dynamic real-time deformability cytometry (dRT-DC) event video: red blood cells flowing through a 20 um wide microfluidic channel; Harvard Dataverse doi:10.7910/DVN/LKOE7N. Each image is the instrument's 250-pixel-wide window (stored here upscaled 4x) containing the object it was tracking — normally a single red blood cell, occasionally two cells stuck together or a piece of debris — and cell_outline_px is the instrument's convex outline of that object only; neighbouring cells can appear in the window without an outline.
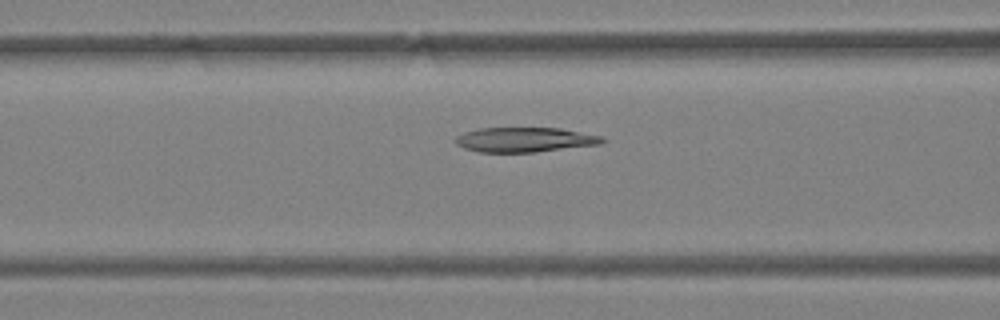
{"species": "Egyptian fruit bat (a non-hibernating species)", "species_latin": "Rousettus aegyptiacus", "temperature_condition": "warm", "stored_images_in_passage": 46, "camera_frame_rate_fps": 3000, "um_per_image_px": 0.085, "animal": {"sex": "female"}, "frame": {"image": 1, "passage_image": 19, "time_ms": 6.0, "image_size_px": [1000, 320], "cell_outline_px": [[608, 140], [600, 144], [536, 152], [480, 152], [464, 148], [456, 144], [456, 136], [464, 132], [480, 128], [560, 128], [604, 136]], "centroid_in_image_um": [44.65, 11.87], "position_along_channel_um": 122.0, "area_um2": 21.21}}
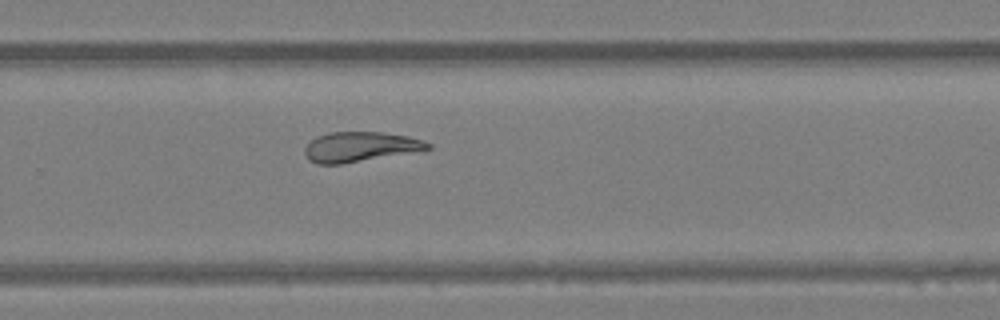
{"frame": {"image": 2, "passage_image": 31, "time_ms": 10.0, "image_size_px": [1000, 320], "cell_outline_px": [[432, 148], [340, 164], [316, 164], [308, 160], [304, 152], [304, 148], [316, 136], [328, 132], [384, 132], [408, 136], [424, 140], [432, 144]], "centroid_in_image_um": [30.58, 12.46], "position_along_channel_um": 299.2, "area_um2": 21.27}}
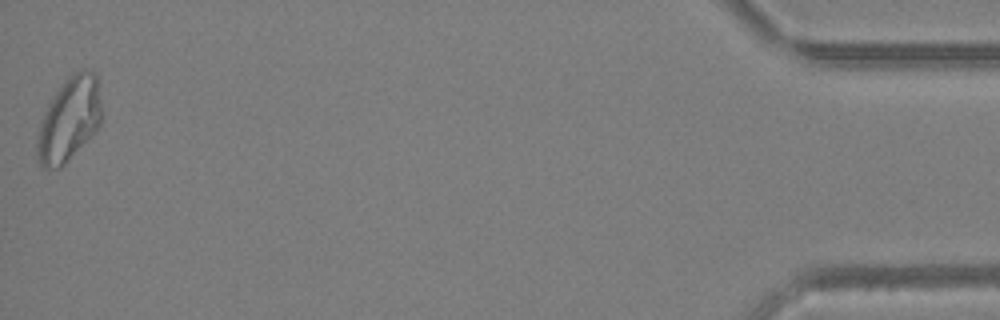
{"frame": {"image": 3, "passage_image": 46, "time_ms": 15.0, "image_size_px": [1000, 320], "cell_outline_px": [[104, 116], [96, 132], [60, 168], [44, 168], [36, 160], [36, 136], [40, 120], [52, 96], [64, 80], [72, 72], [80, 68], [88, 68], [96, 72]], "centroid_in_image_um": [5.9, 10.1], "position_along_channel_um": 429.3, "area_um2": 32.54}, "authors_computed_cell_mechanics": {"area_um2": 24.1893, "velocity_mm_per_s": 4.449, "shape_relaxation_time_tau1_ms": null, "shape_relaxation_time_tau2_ms": 1.4991, "deformation_change_tau1": null, "deformation_change_tau2": 0.0783}}